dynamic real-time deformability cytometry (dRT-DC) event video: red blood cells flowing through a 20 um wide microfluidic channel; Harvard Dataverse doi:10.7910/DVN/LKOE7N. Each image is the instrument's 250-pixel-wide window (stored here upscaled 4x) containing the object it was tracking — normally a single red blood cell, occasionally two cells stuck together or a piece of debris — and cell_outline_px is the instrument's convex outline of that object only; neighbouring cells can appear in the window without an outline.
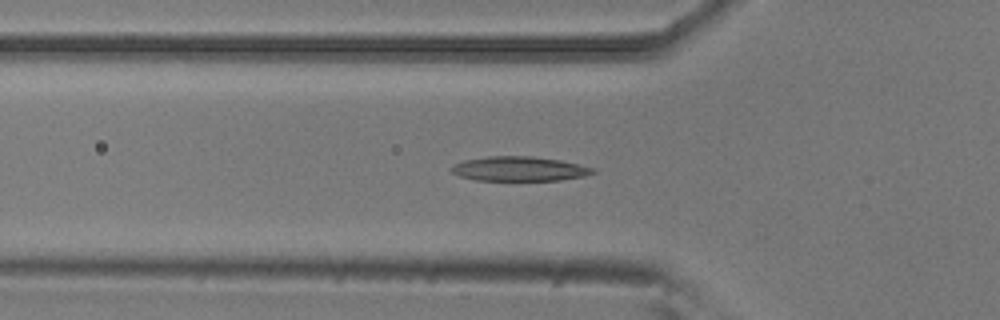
{"species": "common noctule bat (a hibernating species)", "species_latin": "Nyctalus noctula", "temperature_condition": "room temperature", "stored_images_in_passage": 48, "camera_frame_rate_fps": 3000, "um_per_image_px": 0.085, "animal": {"sex": "male", "body_mass_g": 20.5, "forearm_length_mm": 52.5}, "frame": {"image": 1, "passage_image": 17, "time_ms": 5.333, "image_size_px": [1000, 320], "cell_outline_px": [[596, 172], [584, 176], [560, 180], [476, 180], [460, 176], [452, 172], [448, 168], [464, 160], [488, 156], [532, 156], [560, 160], [596, 168]], "centroid_in_image_um": [44.15, 14.34], "position_along_channel_um": 81.7, "area_um2": 20.17}}
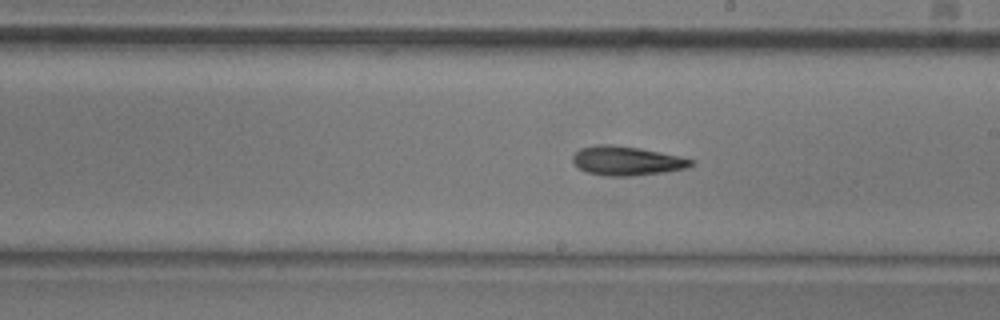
{"frame": {"image": 2, "passage_image": 29, "time_ms": 9.333, "image_size_px": [1000, 320], "cell_outline_px": [[696, 164], [688, 168], [664, 172], [632, 176], [604, 176], [588, 172], [580, 168], [572, 160], [572, 156], [580, 148], [600, 144], [608, 144], [640, 148], [680, 156], [696, 160]], "centroid_in_image_um": [53.33, 13.67], "position_along_channel_um": 235.7, "area_um2": 20.17}}
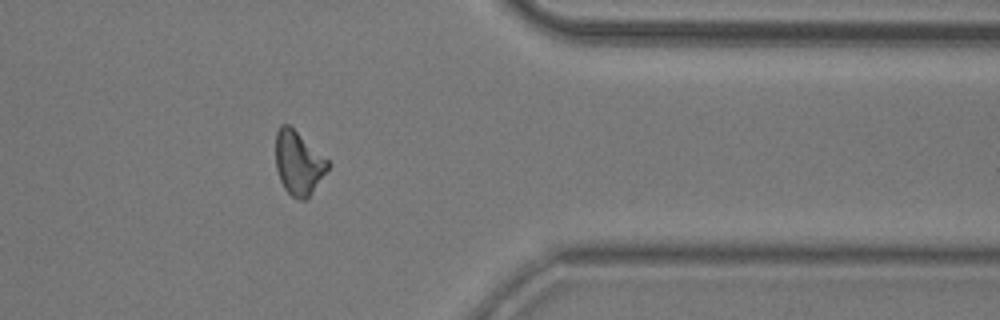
{"frame": {"image": 3, "passage_image": 42, "time_ms": 13.667, "image_size_px": [1000, 320], "cell_outline_px": [[332, 164], [308, 200], [300, 200], [292, 196], [284, 188], [280, 180], [276, 168], [276, 132], [280, 124], [288, 124], [328, 160]], "centroid_in_image_um": [25.38, 13.89], "position_along_channel_um": 386.0, "area_um2": 19.42}, "authors_computed_cell_mechanics": {"area_um2": 19.8254, "velocity_mm_per_s": 3.823, "shape_relaxation_time_tau1_ms": 7.0579, "shape_relaxation_time_tau2_ms": null, "deformation_change_tau1": 0.1841, "deformation_change_tau2": null}}